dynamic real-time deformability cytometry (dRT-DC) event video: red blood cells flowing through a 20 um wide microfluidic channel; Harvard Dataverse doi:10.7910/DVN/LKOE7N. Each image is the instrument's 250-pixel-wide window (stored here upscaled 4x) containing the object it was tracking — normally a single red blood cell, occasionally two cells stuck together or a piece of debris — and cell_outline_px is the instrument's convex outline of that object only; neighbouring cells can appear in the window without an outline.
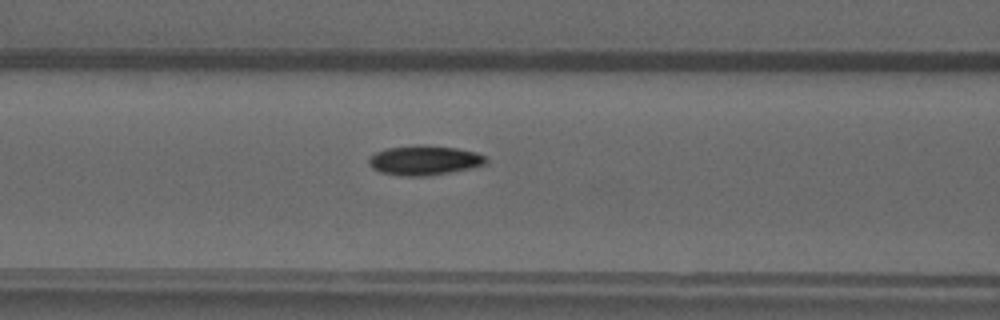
{"species": "common noctule bat (a hibernating species)", "species_latin": "Nyctalus noctula", "temperature_condition": "warm", "stored_images_in_passage": 35, "camera_frame_rate_fps": 3000, "um_per_image_px": 0.085, "animal": {"sex": "male", "forearm_length_mm": 52.5}, "frame": {"image": 1, "passage_image": 10, "time_ms": 3.0, "image_size_px": [1000, 320], "cell_outline_px": [[488, 164], [472, 168], [452, 172], [428, 176], [404, 176], [380, 172], [372, 168], [368, 164], [368, 160], [376, 152], [388, 148], [420, 144], [456, 148], [476, 152], [484, 156], [488, 160]], "centroid_in_image_um": [36.1, 13.63], "position_along_channel_um": 130.5, "area_um2": 20.35}}
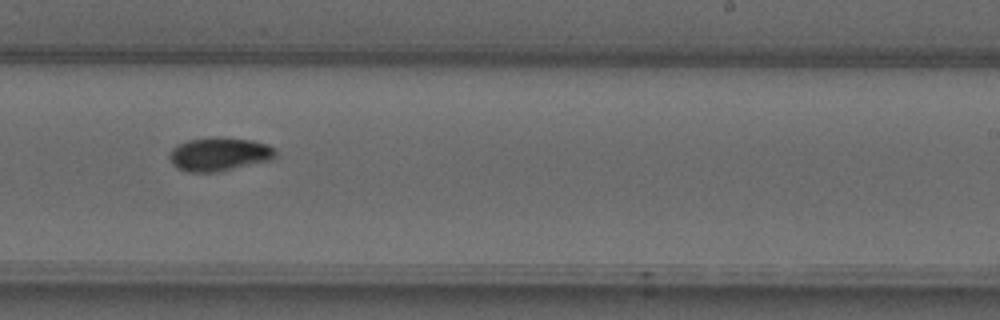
{"frame": {"image": 2, "passage_image": 20, "time_ms": 6.333, "image_size_px": [1000, 320], "cell_outline_px": [[276, 156], [272, 160], [216, 172], [188, 172], [176, 168], [172, 164], [168, 156], [168, 152], [176, 144], [188, 140], [212, 136], [216, 136], [252, 140], [268, 144], [276, 148]], "centroid_in_image_um": [18.62, 13.09], "position_along_channel_um": 270.4, "area_um2": 21.21}}
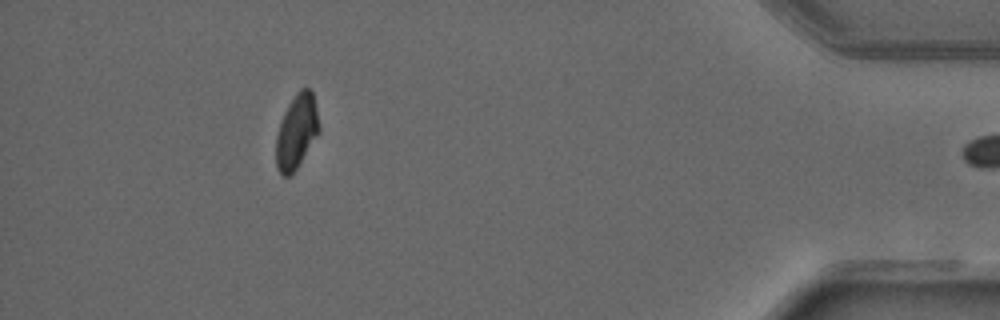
{"frame": {"image": 3, "passage_image": 34, "time_ms": 11.0, "image_size_px": [1000, 320], "cell_outline_px": [[320, 132], [296, 168], [288, 176], [284, 176], [276, 168], [276, 136], [284, 112], [288, 104], [296, 92], [300, 88], [308, 88], [312, 92], [316, 108], [320, 128]], "centroid_in_image_um": [25.21, 11.16], "position_along_channel_um": 410.0, "area_um2": 18.44}}